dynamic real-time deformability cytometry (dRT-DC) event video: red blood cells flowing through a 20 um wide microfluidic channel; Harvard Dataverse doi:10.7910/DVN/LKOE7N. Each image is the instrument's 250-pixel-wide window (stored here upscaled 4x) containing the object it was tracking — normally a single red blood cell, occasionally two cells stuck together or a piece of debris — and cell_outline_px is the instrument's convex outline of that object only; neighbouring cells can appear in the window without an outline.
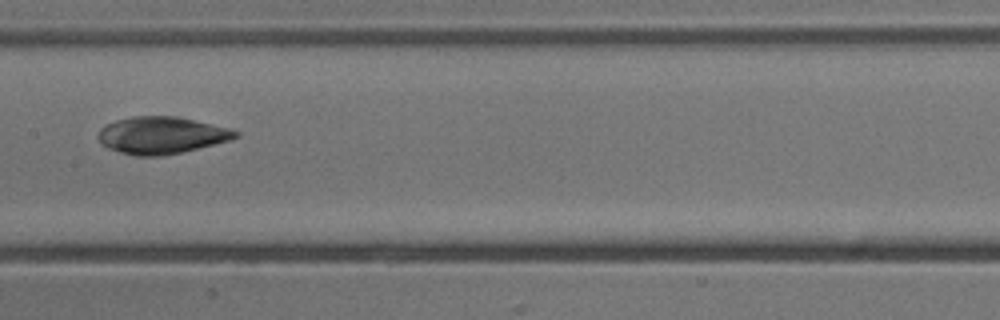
{"species": "common noctule bat (a hibernating species)", "species_latin": "Nyctalus noctula", "temperature_condition": "cold", "stored_images_in_passage": 12, "camera_frame_rate_fps": 3000, "um_per_image_px": 0.085, "animal": {"sex": "male", "body_mass_g": 13.3}, "frame": {"image": 1, "passage_image": 6, "time_ms": 6.667, "image_size_px": [1000, 320], "cell_outline_px": [[240, 136], [232, 140], [164, 156], [136, 156], [120, 152], [108, 148], [96, 136], [100, 128], [104, 124], [116, 120], [132, 116], [176, 116], [232, 128], [240, 132]], "centroid_in_image_um": [13.75, 11.49], "position_along_channel_um": 193.6, "area_um2": 29.94}}
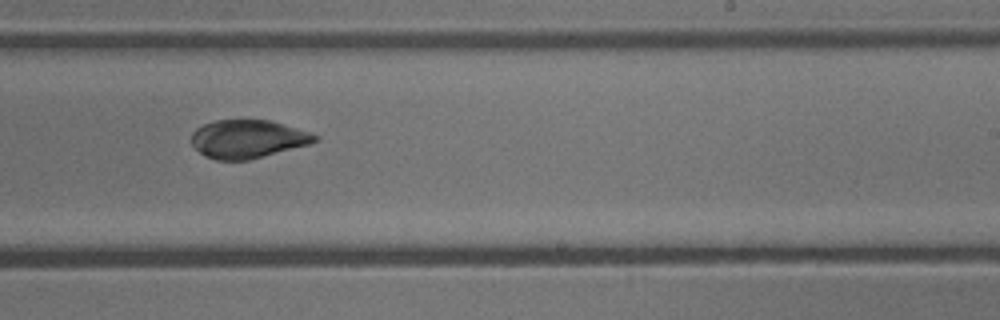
{"frame": {"image": 2, "passage_image": 8, "time_ms": 8.667, "image_size_px": [1000, 320], "cell_outline_px": [[320, 140], [308, 144], [248, 160], [216, 160], [204, 156], [192, 144], [192, 132], [196, 128], [204, 124], [216, 120], [268, 120], [312, 132], [320, 136]], "centroid_in_image_um": [21.07, 11.81], "position_along_channel_um": 267.9, "area_um2": 27.4}}
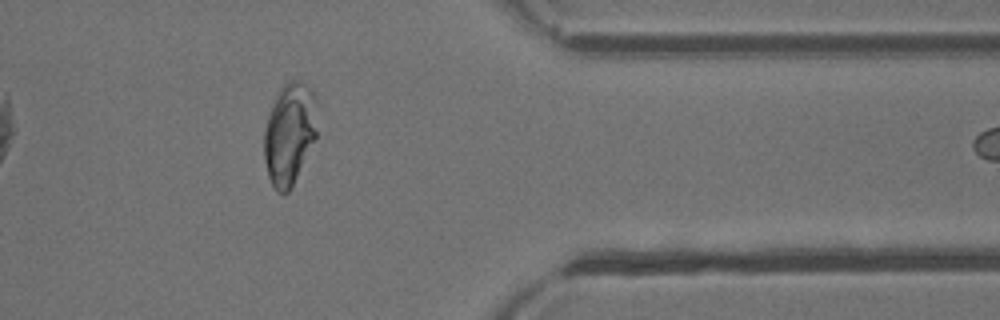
{"frame": {"image": 3, "passage_image": 11, "time_ms": 12.333, "image_size_px": [1000, 320], "cell_outline_px": [[316, 136], [288, 192], [276, 192], [268, 176], [264, 160], [264, 128], [268, 116], [276, 96], [280, 88], [288, 80], [300, 80], [308, 84], [312, 88], [316, 100]], "centroid_in_image_um": [24.59, 11.3], "position_along_channel_um": 386.8, "area_um2": 31.27}, "authors_computed_cell_mechanics": {"area_um2": 29.7381, "velocity_mm_per_s": 3.7133, "shape_relaxation_time_tau1_ms": 1.4035, "shape_relaxation_time_tau2_ms": null, "deformation_change_tau1": 0.2167, "deformation_change_tau2": null}}